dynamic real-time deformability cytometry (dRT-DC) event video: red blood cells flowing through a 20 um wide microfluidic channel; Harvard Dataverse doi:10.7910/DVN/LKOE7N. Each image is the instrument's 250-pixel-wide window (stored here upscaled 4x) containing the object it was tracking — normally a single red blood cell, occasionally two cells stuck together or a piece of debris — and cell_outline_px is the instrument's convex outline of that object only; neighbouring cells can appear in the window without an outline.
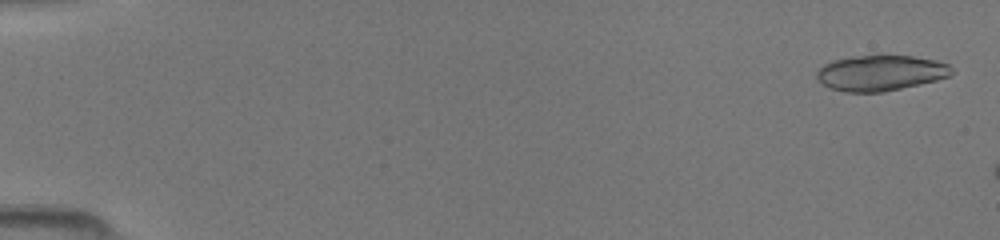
{"species": "common noctule bat (a hibernating species)", "species_latin": "Nyctalus noctula", "temperature_condition": "room temperature", "stored_images_in_passage": 13, "camera_frame_rate_fps": 3000, "um_per_image_px": 0.085, "animal": {"sex": "female", "body_mass_g": 19.5, "forearm_length_mm": 54.1}, "frame": {"image": 1, "passage_image": 2, "time_ms": 0.333, "image_size_px": [1000, 240], "cell_outline_px": [[952, 72], [948, 76], [936, 80], [920, 84], [884, 92], [844, 92], [832, 88], [824, 84], [816, 76], [816, 72], [824, 64], [836, 60], [852, 56], [912, 56], [936, 60], [948, 64]], "centroid_in_image_um": [74.85, 6.2], "position_along_channel_um": 10.2, "area_um2": 27.57}}